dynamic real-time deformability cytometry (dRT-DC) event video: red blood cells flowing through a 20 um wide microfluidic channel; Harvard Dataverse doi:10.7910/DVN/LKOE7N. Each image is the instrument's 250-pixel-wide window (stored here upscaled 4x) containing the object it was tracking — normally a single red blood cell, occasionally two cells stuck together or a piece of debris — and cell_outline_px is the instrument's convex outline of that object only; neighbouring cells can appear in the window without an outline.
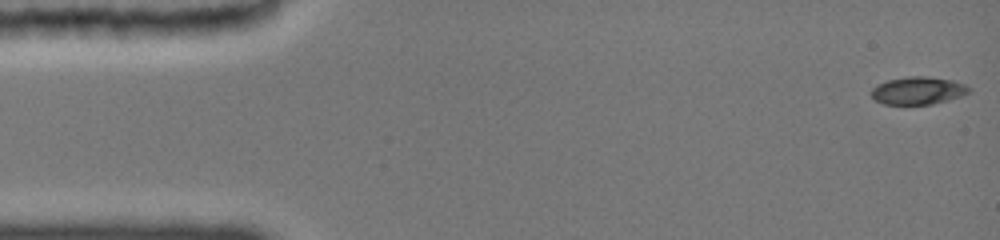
{"species": "common noctule bat (a hibernating species)", "species_latin": "Nyctalus noctula", "temperature_condition": "cold", "stored_images_in_passage": 5, "camera_frame_rate_fps": 3000, "um_per_image_px": 0.085, "animal": {"sex": "female", "body_mass_g": 19.0, "forearm_length_mm": 51.5}, "frame": {"image": 1, "passage_image": 1, "time_ms": 0.0, "image_size_px": [1000, 240], "cell_outline_px": [[972, 88], [968, 92], [960, 96], [948, 100], [932, 104], [884, 104], [876, 100], [868, 92], [876, 84], [888, 80], [908, 76], [928, 76], [952, 80], [964, 84]], "centroid_in_image_um": [78.0, 7.69], "position_along_channel_um": 7.0, "area_um2": 15.78}}
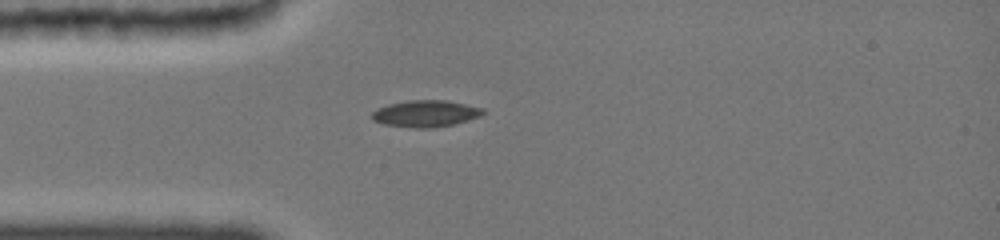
{"frame": {"image": 2, "passage_image": 5, "time_ms": 4.0, "image_size_px": [1000, 240], "cell_outline_px": [[484, 112], [480, 116], [452, 124], [424, 128], [420, 128], [388, 124], [372, 120], [372, 112], [376, 108], [388, 104], [408, 100], [448, 100], [480, 108]], "centroid_in_image_um": [36.13, 9.63], "position_along_channel_um": 48.9, "area_um2": 16.76}}